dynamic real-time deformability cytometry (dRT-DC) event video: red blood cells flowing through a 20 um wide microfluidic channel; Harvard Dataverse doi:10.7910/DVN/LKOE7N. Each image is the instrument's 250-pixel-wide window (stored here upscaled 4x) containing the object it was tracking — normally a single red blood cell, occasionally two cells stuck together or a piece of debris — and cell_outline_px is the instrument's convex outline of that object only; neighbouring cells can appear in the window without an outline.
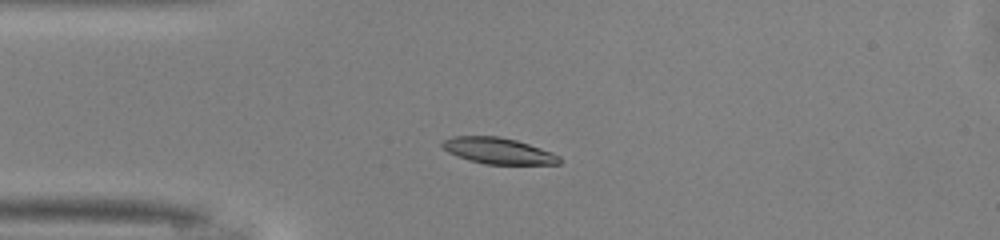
{"species": "common noctule bat (a hibernating species)", "species_latin": "Nyctalus noctula", "temperature_condition": "warm", "stored_images_in_passage": 38, "camera_frame_rate_fps": 3000, "um_per_image_px": 0.085, "animal": {"sex": "male", "body_mass_g": 13.0, "forearm_length_mm": 53.1}, "frame": {"image": 1, "passage_image": 1, "time_ms": 0.0, "image_size_px": [1000, 240], "cell_outline_px": [[560, 164], [484, 164], [456, 156], [448, 152], [440, 144], [444, 140], [452, 136], [500, 136], [516, 140], [552, 152], [560, 156]], "centroid_in_image_um": [42.34, 12.81], "position_along_channel_um": 42.7, "area_um2": 17.8}}
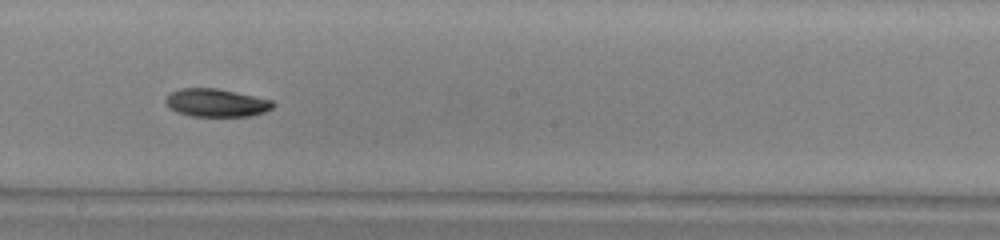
{"frame": {"image": 2, "passage_image": 16, "time_ms": 5.0, "image_size_px": [1000, 240], "cell_outline_px": [[276, 104], [272, 108], [264, 112], [248, 116], [192, 116], [176, 112], [168, 108], [164, 100], [172, 92], [180, 88], [216, 88], [272, 100]], "centroid_in_image_um": [18.36, 8.74], "position_along_channel_um": 229.8, "area_um2": 17.46}}
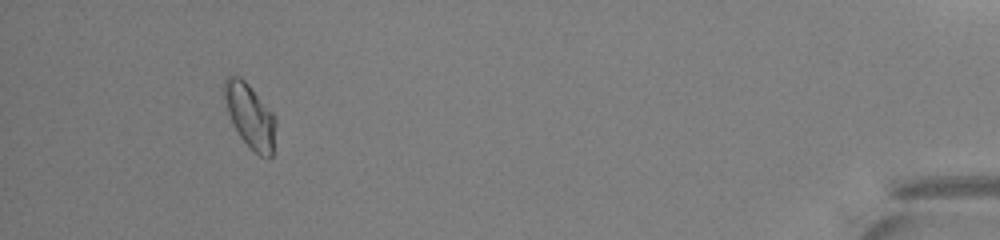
{"frame": {"image": 3, "passage_image": 35, "time_ms": 11.333, "image_size_px": [1000, 240], "cell_outline_px": [[276, 124], [272, 156], [268, 160], [252, 152], [240, 136], [232, 124], [220, 88], [224, 80], [228, 76], [240, 76], [248, 84], [276, 116]], "centroid_in_image_um": [21.23, 9.86], "position_along_channel_um": 414.0, "area_um2": 19.71}, "authors_computed_cell_mechanics": {"area_um2": 18.1492, "velocity_mm_per_s": 4.1029, "shape_relaxation_time_tau1_ms": 2.966, "shape_relaxation_time_tau2_ms": null, "deformation_change_tau1": 0.1005, "deformation_change_tau2": null}}